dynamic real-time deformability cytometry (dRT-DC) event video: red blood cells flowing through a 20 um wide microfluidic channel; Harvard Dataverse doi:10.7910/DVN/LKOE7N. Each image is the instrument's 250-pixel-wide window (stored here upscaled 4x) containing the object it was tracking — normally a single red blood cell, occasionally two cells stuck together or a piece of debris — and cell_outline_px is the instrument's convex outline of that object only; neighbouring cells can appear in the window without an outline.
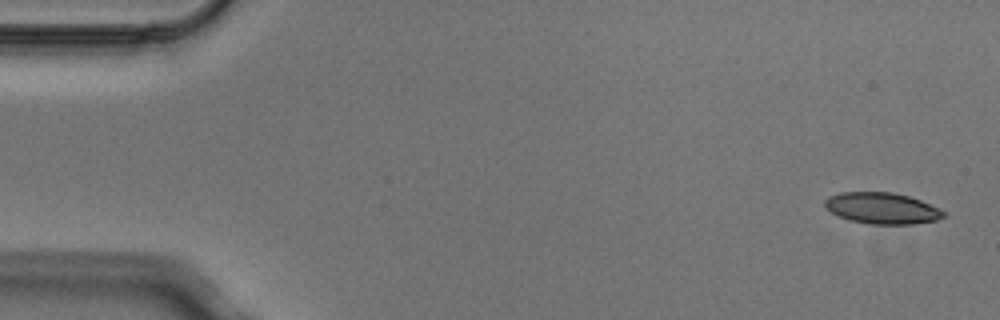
{"species": "Egyptian fruit bat (a non-hibernating species)", "species_latin": "Rousettus aegyptiacus", "temperature_condition": "cold", "stored_images_in_passage": 4, "camera_frame_rate_fps": 3000, "um_per_image_px": 0.085, "animal": {"sex": "male"}, "frame": {"image": 1, "passage_image": 1, "time_ms": 0.0, "image_size_px": [1000, 320], "cell_outline_px": [[948, 212], [944, 216], [936, 220], [912, 224], [868, 224], [848, 220], [832, 212], [824, 204], [824, 200], [828, 196], [840, 192], [892, 192], [908, 196], [920, 200], [940, 208]], "centroid_in_image_um": [74.99, 17.7], "position_along_channel_um": 10.0, "area_um2": 21.68}}
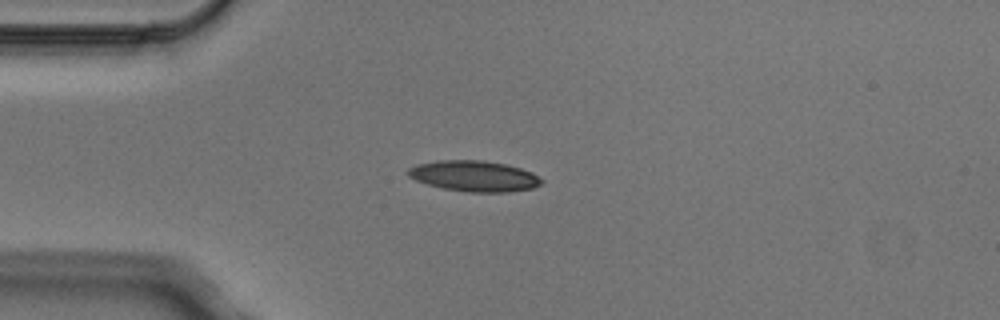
{"frame": {"image": 2, "passage_image": 4, "time_ms": 1.0, "image_size_px": [1000, 320], "cell_outline_px": [[544, 184], [532, 188], [508, 192], [468, 192], [444, 188], [428, 184], [416, 180], [408, 176], [408, 168], [416, 164], [440, 160], [484, 160], [504, 164], [520, 168], [532, 172], [544, 180]], "centroid_in_image_um": [40.33, 14.96], "position_along_channel_um": 44.7, "area_um2": 23.93}}